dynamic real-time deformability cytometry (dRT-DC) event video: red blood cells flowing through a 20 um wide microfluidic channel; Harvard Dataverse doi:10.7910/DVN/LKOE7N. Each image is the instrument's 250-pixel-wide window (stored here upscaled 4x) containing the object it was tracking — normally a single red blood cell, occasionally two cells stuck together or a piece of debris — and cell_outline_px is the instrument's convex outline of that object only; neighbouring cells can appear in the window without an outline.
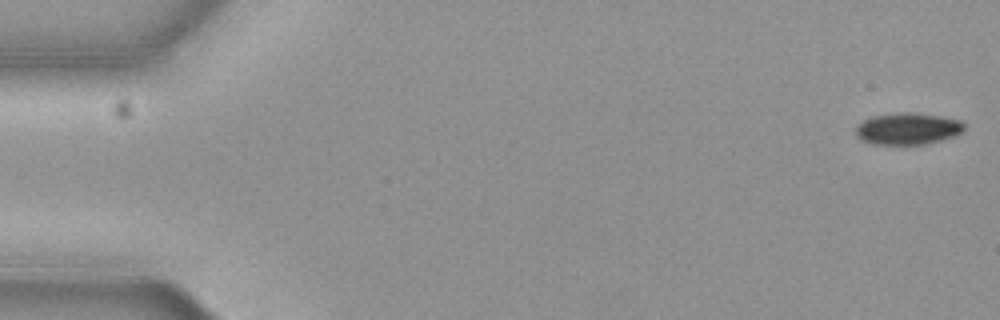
{"species": "common noctule bat (a hibernating species)", "species_latin": "Nyctalus noctula", "temperature_condition": "cold", "stored_images_in_passage": 14, "camera_frame_rate_fps": 3000, "um_per_image_px": 0.085, "animal": {"sex": "female", "body_mass_g": 19.3, "forearm_length_mm": 54.1}, "frame": {"image": 1, "passage_image": 1, "time_ms": 0.0, "image_size_px": [1000, 320], "cell_outline_px": [[968, 124], [960, 132], [952, 136], [940, 140], [924, 144], [872, 144], [860, 140], [856, 136], [856, 124], [872, 116], [896, 112], [912, 112], [940, 116], [960, 120]], "centroid_in_image_um": [77.12, 10.93], "position_along_channel_um": 7.9, "area_um2": 20.17}}
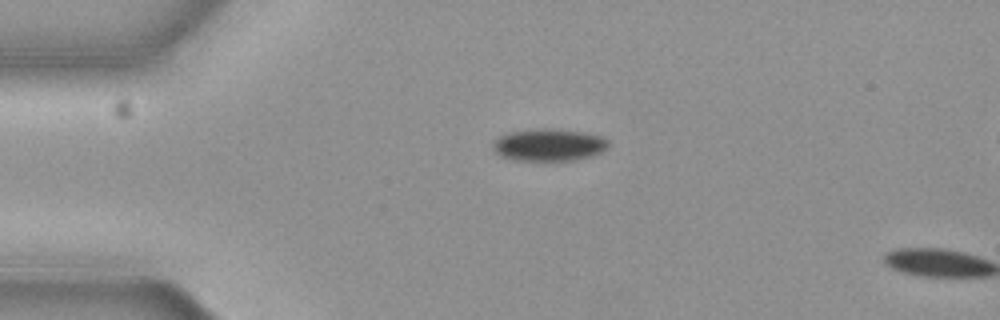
{"frame": {"image": 2, "passage_image": 13, "time_ms": 4.0, "image_size_px": [1000, 320], "cell_outline_px": [[608, 148], [600, 152], [588, 156], [572, 160], [516, 160], [500, 156], [492, 148], [492, 144], [500, 136], [508, 132], [540, 128], [556, 128], [584, 132], [600, 136], [608, 140]], "centroid_in_image_um": [46.63, 12.3], "position_along_channel_um": 38.4, "area_um2": 21.62}}